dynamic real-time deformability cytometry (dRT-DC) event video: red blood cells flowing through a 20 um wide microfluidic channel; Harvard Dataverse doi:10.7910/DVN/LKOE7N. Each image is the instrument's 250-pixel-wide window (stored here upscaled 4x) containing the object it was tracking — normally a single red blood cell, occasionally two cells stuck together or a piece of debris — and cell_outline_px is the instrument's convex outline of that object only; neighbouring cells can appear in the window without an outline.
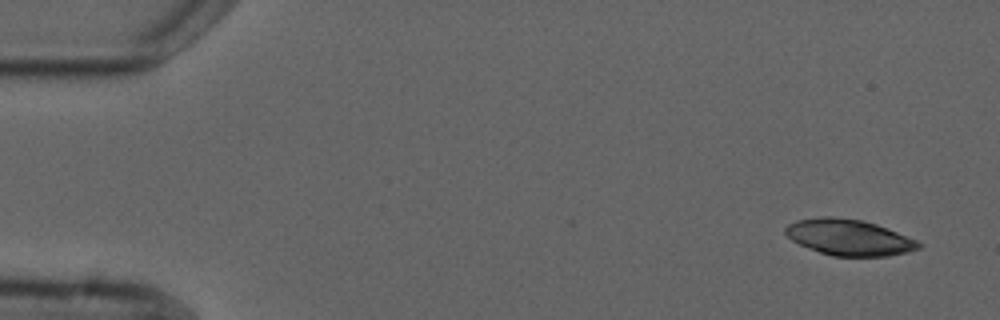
{"species": "common noctule bat (a hibernating species)", "species_latin": "Nyctalus noctula", "temperature_condition": "cold", "stored_images_in_passage": 3, "camera_frame_rate_fps": 3000, "um_per_image_px": 0.085, "animal": {"sex": "male", "forearm_length_mm": 52.5}, "frame": {"image": 1, "passage_image": 3, "time_ms": 2.333, "image_size_px": [1000, 320], "cell_outline_px": [[924, 244], [920, 248], [908, 252], [888, 256], [832, 256], [808, 248], [792, 240], [784, 232], [784, 228], [788, 224], [796, 220], [824, 216], [832, 216], [860, 220], [876, 224], [916, 240]], "centroid_in_image_um": [72.15, 20.18], "position_along_channel_um": 12.8, "area_um2": 27.86}}